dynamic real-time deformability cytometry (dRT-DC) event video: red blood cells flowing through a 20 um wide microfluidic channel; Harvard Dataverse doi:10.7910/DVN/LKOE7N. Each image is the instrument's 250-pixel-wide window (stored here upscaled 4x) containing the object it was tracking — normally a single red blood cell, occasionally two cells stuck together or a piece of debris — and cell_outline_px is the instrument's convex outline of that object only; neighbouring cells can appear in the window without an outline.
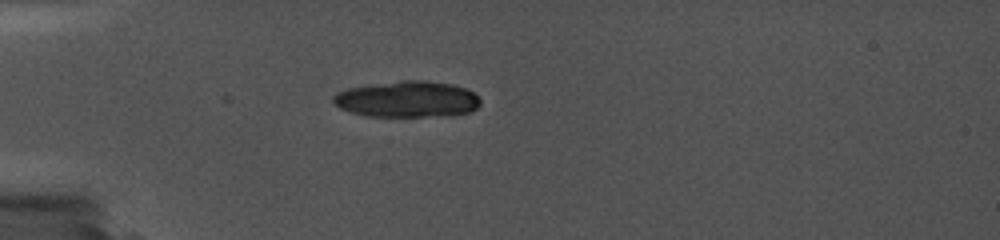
{"species": "common noctule bat (a hibernating species)", "species_latin": "Nyctalus noctula", "temperature_condition": "cold", "stored_images_in_passage": 4, "camera_frame_rate_fps": 5000, "um_per_image_px": 0.085, "animal": {"sex": "female", "body_mass_g": 19.0, "forearm_length_mm": 56.7}, "frame": {"image": 1, "passage_image": 1, "time_ms": 0.0, "image_size_px": [1000, 240], "cell_outline_px": [[480, 104], [472, 112], [452, 116], [368, 116], [352, 112], [340, 108], [332, 100], [332, 96], [336, 92], [348, 88], [400, 80], [424, 80], [452, 84], [464, 88], [472, 92], [480, 100]], "centroid_in_image_um": [34.63, 8.44], "position_along_channel_um": 50.4, "area_um2": 31.1}}